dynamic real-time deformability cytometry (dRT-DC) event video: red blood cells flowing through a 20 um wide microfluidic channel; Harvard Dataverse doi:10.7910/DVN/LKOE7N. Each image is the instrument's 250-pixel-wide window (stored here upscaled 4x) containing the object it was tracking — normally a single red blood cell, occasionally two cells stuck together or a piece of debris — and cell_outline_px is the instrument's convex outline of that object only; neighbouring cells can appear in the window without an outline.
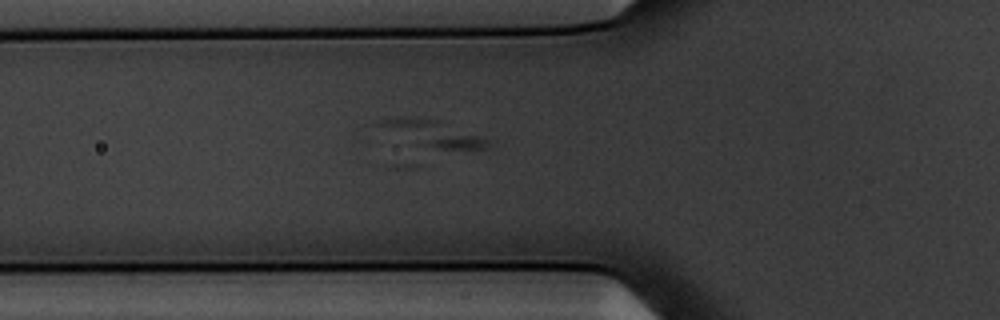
{"species": "common noctule bat (a hibernating species)", "species_latin": "Nyctalus noctula", "temperature_condition": "warm", "stored_images_in_passage": 5, "camera_frame_rate_fps": 3000, "um_per_image_px": 0.085, "animal": {"sex": "male", "body_mass_g": 20.1, "forearm_length_mm": 53.5}, "frame": {"image": 1, "passage_image": 4, "time_ms": 1.0, "image_size_px": [1000, 320], "cell_outline_px": [[492, 144], [488, 148], [440, 148], [428, 144], [380, 124], [380, 120], [400, 116], [440, 120], [492, 140]], "centroid_in_image_um": [37.12, 11.29], "position_along_channel_um": 88.7, "area_um2": 14.68}}